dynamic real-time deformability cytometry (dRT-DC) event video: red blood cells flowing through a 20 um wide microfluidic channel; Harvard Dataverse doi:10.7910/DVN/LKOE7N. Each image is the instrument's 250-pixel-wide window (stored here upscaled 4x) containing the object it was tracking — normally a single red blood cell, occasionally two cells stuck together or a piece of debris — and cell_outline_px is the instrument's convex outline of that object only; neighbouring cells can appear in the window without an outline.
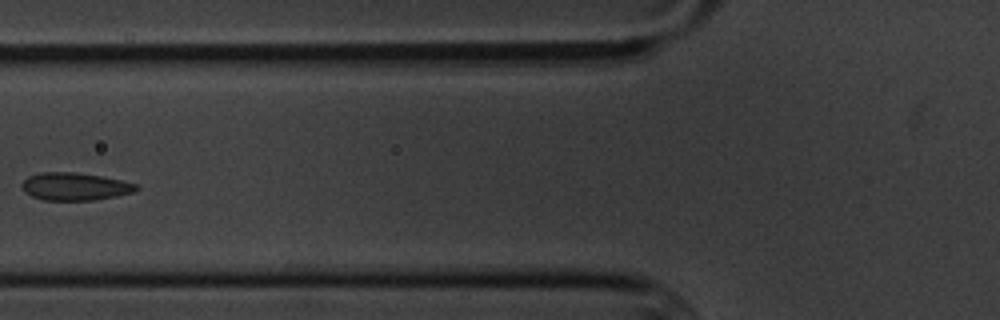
{"species": "common noctule bat (a hibernating species)", "species_latin": "Nyctalus noctula", "temperature_condition": "cold", "stored_images_in_passage": 8, "camera_frame_rate_fps": 3000, "um_per_image_px": 0.085, "animal": {"sex": "male", "body_mass_g": 20.1, "forearm_length_mm": 53.5}, "frame": {"image": 1, "passage_image": 6, "time_ms": 6.0, "image_size_px": [1000, 320], "cell_outline_px": [[140, 188], [132, 192], [116, 196], [92, 200], [44, 200], [32, 196], [24, 192], [20, 184], [28, 176], [40, 172], [76, 172], [100, 176], [120, 180], [136, 184]], "centroid_in_image_um": [6.32, 15.85], "position_along_channel_um": 119.5, "area_um2": 18.38}}
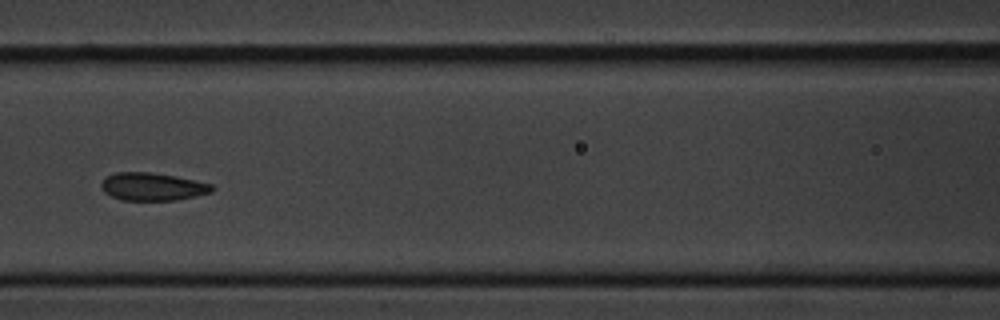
{"frame": {"image": 2, "passage_image": 7, "time_ms": 7.0, "image_size_px": [1000, 320], "cell_outline_px": [[216, 188], [212, 192], [196, 196], [176, 200], [120, 200], [104, 192], [100, 188], [100, 184], [104, 176], [116, 172], [152, 172], [176, 176], [212, 184]], "centroid_in_image_um": [12.94, 15.86], "position_along_channel_um": 153.7, "area_um2": 18.21}}
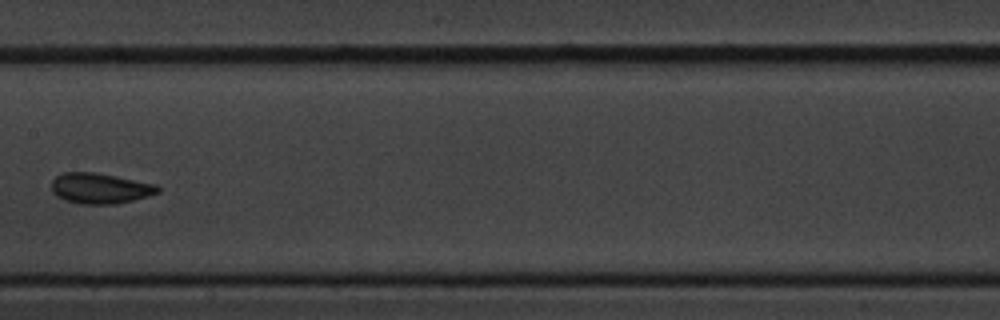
{"frame": {"image": 3, "passage_image": 8, "time_ms": 8.333, "image_size_px": [1000, 320], "cell_outline_px": [[160, 192], [148, 196], [132, 200], [112, 204], [80, 204], [64, 200], [56, 196], [52, 192], [52, 180], [56, 176], [64, 172], [96, 172], [156, 184], [160, 188]], "centroid_in_image_um": [8.49, 16.0], "position_along_channel_um": 198.9, "area_um2": 18.96}}